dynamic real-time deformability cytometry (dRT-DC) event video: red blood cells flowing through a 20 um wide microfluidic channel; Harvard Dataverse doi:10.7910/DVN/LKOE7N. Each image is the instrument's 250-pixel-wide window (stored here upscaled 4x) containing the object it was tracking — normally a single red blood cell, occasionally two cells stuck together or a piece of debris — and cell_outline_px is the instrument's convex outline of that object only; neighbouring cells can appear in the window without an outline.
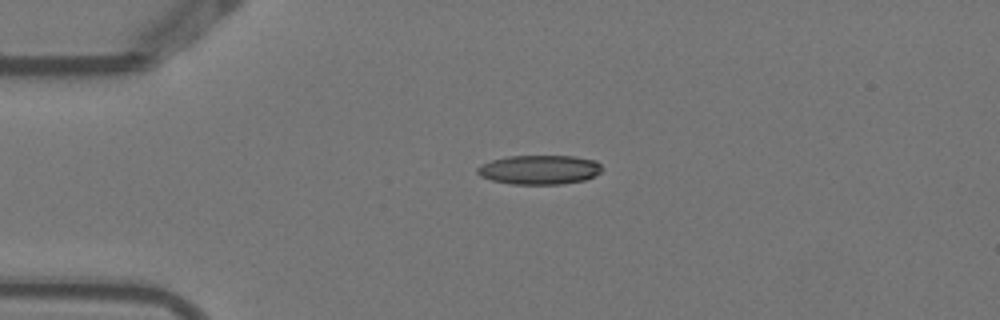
{"species": "Egyptian fruit bat (a non-hibernating species)", "species_latin": "Rousettus aegyptiacus", "temperature_condition": "warm", "stored_images_in_passage": 2, "camera_frame_rate_fps": 3000, "um_per_image_px": 0.085, "animal": {"sex": "female"}, "frame": {"image": 1, "passage_image": 1, "time_ms": 0.0, "image_size_px": [1000, 320], "cell_outline_px": [[604, 168], [600, 172], [584, 180], [560, 184], [512, 184], [492, 180], [480, 176], [476, 172], [476, 168], [480, 164], [492, 160], [508, 156], [572, 156], [596, 160]], "centroid_in_image_um": [45.83, 14.42], "position_along_channel_um": 39.2, "area_um2": 21.27}}